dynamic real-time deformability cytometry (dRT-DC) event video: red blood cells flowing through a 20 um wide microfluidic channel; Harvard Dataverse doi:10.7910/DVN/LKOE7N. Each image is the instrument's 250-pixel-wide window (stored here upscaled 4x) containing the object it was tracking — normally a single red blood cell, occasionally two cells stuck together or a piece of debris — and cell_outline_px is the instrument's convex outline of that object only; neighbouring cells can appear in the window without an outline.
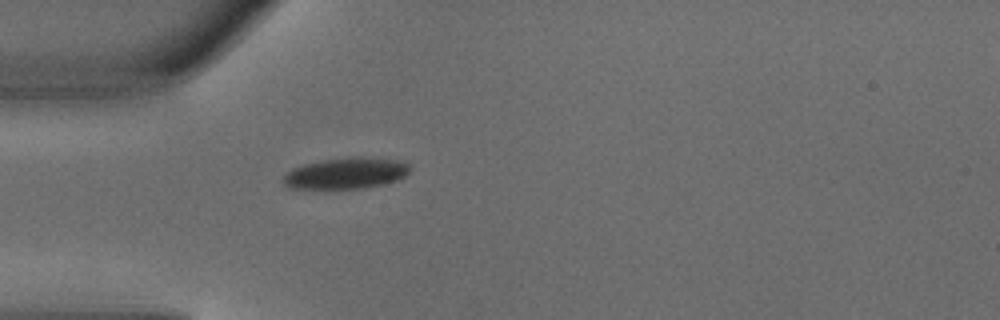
{"species": "common noctule bat (a hibernating species)", "species_latin": "Nyctalus noctula", "temperature_condition": "warm", "stored_images_in_passage": 1, "camera_frame_rate_fps": 3000, "um_per_image_px": 0.085, "animal": {"sex": "male", "body_mass_g": 18.8}, "frame": {"image": 1, "passage_image": 1, "time_ms": 0.0, "image_size_px": [1000, 320], "cell_outline_px": [[412, 168], [404, 176], [396, 180], [384, 184], [364, 188], [288, 188], [280, 180], [292, 168], [304, 164], [324, 160], [352, 156], [360, 156], [396, 160], [408, 164]], "centroid_in_image_um": [29.4, 14.72], "position_along_channel_um": 55.6, "area_um2": 22.95}}